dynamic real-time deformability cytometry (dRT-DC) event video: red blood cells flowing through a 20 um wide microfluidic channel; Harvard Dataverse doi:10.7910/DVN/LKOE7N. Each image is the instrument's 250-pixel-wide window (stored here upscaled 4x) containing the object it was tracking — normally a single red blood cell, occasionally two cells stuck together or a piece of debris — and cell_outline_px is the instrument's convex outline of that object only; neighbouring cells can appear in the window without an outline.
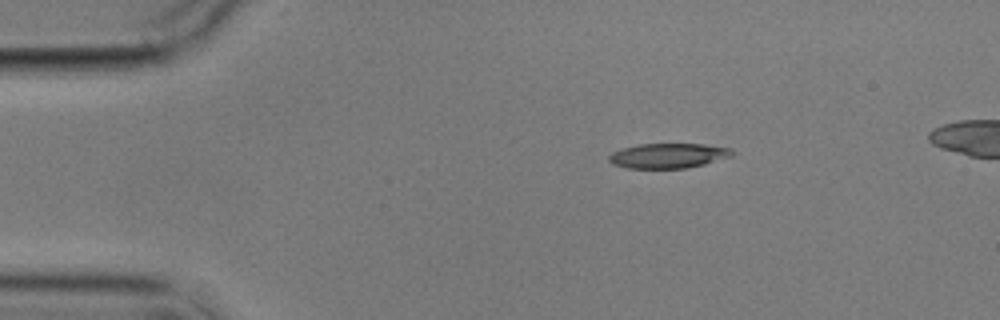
{"species": "common noctule bat (a hibernating species)", "species_latin": "Nyctalus noctula", "temperature_condition": "cold", "stored_images_in_passage": 4, "camera_frame_rate_fps": 3000, "um_per_image_px": 0.085, "animal": {"sex": "male", "body_mass_g": 17.9}, "frame": {"image": 1, "passage_image": 1, "time_ms": 0.0, "image_size_px": [1000, 320], "cell_outline_px": [[736, 152], [732, 156], [704, 164], [688, 168], [628, 168], [612, 164], [608, 160], [608, 156], [612, 152], [624, 148], [640, 144], [704, 144], [732, 148]], "centroid_in_image_um": [56.83, 13.23], "position_along_channel_um": 28.2, "area_um2": 17.92}}